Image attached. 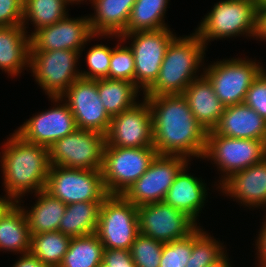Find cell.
Masks as SVG:
<instances>
[{
	"label": "cell",
	"instance_id": "1",
	"mask_svg": "<svg viewBox=\"0 0 266 267\" xmlns=\"http://www.w3.org/2000/svg\"><path fill=\"white\" fill-rule=\"evenodd\" d=\"M144 97L151 109L153 147L157 153L201 161L207 130L194 117L183 95Z\"/></svg>",
	"mask_w": 266,
	"mask_h": 267
},
{
	"label": "cell",
	"instance_id": "2",
	"mask_svg": "<svg viewBox=\"0 0 266 267\" xmlns=\"http://www.w3.org/2000/svg\"><path fill=\"white\" fill-rule=\"evenodd\" d=\"M0 150L1 186L6 195L17 202L45 189L51 167L49 148L25 141L13 131Z\"/></svg>",
	"mask_w": 266,
	"mask_h": 267
},
{
	"label": "cell",
	"instance_id": "3",
	"mask_svg": "<svg viewBox=\"0 0 266 267\" xmlns=\"http://www.w3.org/2000/svg\"><path fill=\"white\" fill-rule=\"evenodd\" d=\"M207 47L193 31L178 37L168 45L159 75L143 96L180 95L187 86L204 73Z\"/></svg>",
	"mask_w": 266,
	"mask_h": 267
},
{
	"label": "cell",
	"instance_id": "4",
	"mask_svg": "<svg viewBox=\"0 0 266 267\" xmlns=\"http://www.w3.org/2000/svg\"><path fill=\"white\" fill-rule=\"evenodd\" d=\"M194 31L207 49L215 40L223 42L236 37L255 40L258 32V7L253 0L214 2Z\"/></svg>",
	"mask_w": 266,
	"mask_h": 267
},
{
	"label": "cell",
	"instance_id": "5",
	"mask_svg": "<svg viewBox=\"0 0 266 267\" xmlns=\"http://www.w3.org/2000/svg\"><path fill=\"white\" fill-rule=\"evenodd\" d=\"M265 157V141L230 138L210 130L207 131L206 147L201 161H209L214 168L216 167L215 171L219 177H215L216 181L212 182L211 187L212 192H218V186L231 174L259 163Z\"/></svg>",
	"mask_w": 266,
	"mask_h": 267
},
{
	"label": "cell",
	"instance_id": "6",
	"mask_svg": "<svg viewBox=\"0 0 266 267\" xmlns=\"http://www.w3.org/2000/svg\"><path fill=\"white\" fill-rule=\"evenodd\" d=\"M210 62H205L203 74L226 107L243 103L251 84L266 68L260 59L249 58L244 54L242 57H223Z\"/></svg>",
	"mask_w": 266,
	"mask_h": 267
},
{
	"label": "cell",
	"instance_id": "7",
	"mask_svg": "<svg viewBox=\"0 0 266 267\" xmlns=\"http://www.w3.org/2000/svg\"><path fill=\"white\" fill-rule=\"evenodd\" d=\"M80 60L74 50L30 51V76L47 98L60 97L80 78Z\"/></svg>",
	"mask_w": 266,
	"mask_h": 267
},
{
	"label": "cell",
	"instance_id": "8",
	"mask_svg": "<svg viewBox=\"0 0 266 267\" xmlns=\"http://www.w3.org/2000/svg\"><path fill=\"white\" fill-rule=\"evenodd\" d=\"M172 28L120 34L134 55V83L145 92L157 79L166 49L177 35Z\"/></svg>",
	"mask_w": 266,
	"mask_h": 267
},
{
	"label": "cell",
	"instance_id": "9",
	"mask_svg": "<svg viewBox=\"0 0 266 267\" xmlns=\"http://www.w3.org/2000/svg\"><path fill=\"white\" fill-rule=\"evenodd\" d=\"M95 233L104 249L130 250L140 234L138 207L122 195H109L101 204Z\"/></svg>",
	"mask_w": 266,
	"mask_h": 267
},
{
	"label": "cell",
	"instance_id": "10",
	"mask_svg": "<svg viewBox=\"0 0 266 267\" xmlns=\"http://www.w3.org/2000/svg\"><path fill=\"white\" fill-rule=\"evenodd\" d=\"M154 147H105L102 176L109 195H122L149 168L157 155Z\"/></svg>",
	"mask_w": 266,
	"mask_h": 267
},
{
	"label": "cell",
	"instance_id": "11",
	"mask_svg": "<svg viewBox=\"0 0 266 267\" xmlns=\"http://www.w3.org/2000/svg\"><path fill=\"white\" fill-rule=\"evenodd\" d=\"M45 190L64 204L78 202H103L108 192L102 171L71 169L52 165Z\"/></svg>",
	"mask_w": 266,
	"mask_h": 267
},
{
	"label": "cell",
	"instance_id": "12",
	"mask_svg": "<svg viewBox=\"0 0 266 267\" xmlns=\"http://www.w3.org/2000/svg\"><path fill=\"white\" fill-rule=\"evenodd\" d=\"M105 145L102 133L76 128L49 148L50 164L101 171Z\"/></svg>",
	"mask_w": 266,
	"mask_h": 267
},
{
	"label": "cell",
	"instance_id": "13",
	"mask_svg": "<svg viewBox=\"0 0 266 267\" xmlns=\"http://www.w3.org/2000/svg\"><path fill=\"white\" fill-rule=\"evenodd\" d=\"M190 162L179 155L157 154L147 171L122 196L137 207L163 201L176 176Z\"/></svg>",
	"mask_w": 266,
	"mask_h": 267
},
{
	"label": "cell",
	"instance_id": "14",
	"mask_svg": "<svg viewBox=\"0 0 266 267\" xmlns=\"http://www.w3.org/2000/svg\"><path fill=\"white\" fill-rule=\"evenodd\" d=\"M51 106L26 119L14 130L25 141L50 148L76 128L72 111L61 97H49Z\"/></svg>",
	"mask_w": 266,
	"mask_h": 267
},
{
	"label": "cell",
	"instance_id": "15",
	"mask_svg": "<svg viewBox=\"0 0 266 267\" xmlns=\"http://www.w3.org/2000/svg\"><path fill=\"white\" fill-rule=\"evenodd\" d=\"M140 234L168 243L186 238L199 225L186 213L164 201L138 206Z\"/></svg>",
	"mask_w": 266,
	"mask_h": 267
},
{
	"label": "cell",
	"instance_id": "16",
	"mask_svg": "<svg viewBox=\"0 0 266 267\" xmlns=\"http://www.w3.org/2000/svg\"><path fill=\"white\" fill-rule=\"evenodd\" d=\"M60 97L72 111L77 128L107 134L111 117L99 97L98 79L80 77Z\"/></svg>",
	"mask_w": 266,
	"mask_h": 267
},
{
	"label": "cell",
	"instance_id": "17",
	"mask_svg": "<svg viewBox=\"0 0 266 267\" xmlns=\"http://www.w3.org/2000/svg\"><path fill=\"white\" fill-rule=\"evenodd\" d=\"M105 147H153L151 109L144 97L133 107L111 117Z\"/></svg>",
	"mask_w": 266,
	"mask_h": 267
},
{
	"label": "cell",
	"instance_id": "18",
	"mask_svg": "<svg viewBox=\"0 0 266 267\" xmlns=\"http://www.w3.org/2000/svg\"><path fill=\"white\" fill-rule=\"evenodd\" d=\"M94 34L88 14H68L53 25L39 28L30 35V51L74 50L80 52Z\"/></svg>",
	"mask_w": 266,
	"mask_h": 267
},
{
	"label": "cell",
	"instance_id": "19",
	"mask_svg": "<svg viewBox=\"0 0 266 267\" xmlns=\"http://www.w3.org/2000/svg\"><path fill=\"white\" fill-rule=\"evenodd\" d=\"M218 194L236 202L246 211L261 209L263 212L266 208V157L231 174L218 186Z\"/></svg>",
	"mask_w": 266,
	"mask_h": 267
},
{
	"label": "cell",
	"instance_id": "20",
	"mask_svg": "<svg viewBox=\"0 0 266 267\" xmlns=\"http://www.w3.org/2000/svg\"><path fill=\"white\" fill-rule=\"evenodd\" d=\"M191 164L193 162L188 163L179 172L163 201L173 208L186 213L201 226V222H199L201 215L199 214L203 213V209L207 206L208 197L210 198V194H212L209 191L212 190L208 187L210 184L205 182V180L207 181L206 178L203 179L199 175L197 177V175L189 171V169L191 170Z\"/></svg>",
	"mask_w": 266,
	"mask_h": 267
},
{
	"label": "cell",
	"instance_id": "21",
	"mask_svg": "<svg viewBox=\"0 0 266 267\" xmlns=\"http://www.w3.org/2000/svg\"><path fill=\"white\" fill-rule=\"evenodd\" d=\"M213 131L230 138L266 142V120L244 102L227 106Z\"/></svg>",
	"mask_w": 266,
	"mask_h": 267
},
{
	"label": "cell",
	"instance_id": "22",
	"mask_svg": "<svg viewBox=\"0 0 266 267\" xmlns=\"http://www.w3.org/2000/svg\"><path fill=\"white\" fill-rule=\"evenodd\" d=\"M30 36L22 25L0 26V70L12 80L29 72Z\"/></svg>",
	"mask_w": 266,
	"mask_h": 267
},
{
	"label": "cell",
	"instance_id": "23",
	"mask_svg": "<svg viewBox=\"0 0 266 267\" xmlns=\"http://www.w3.org/2000/svg\"><path fill=\"white\" fill-rule=\"evenodd\" d=\"M194 117L207 130L218 124L226 106L218 99L213 85L203 74L194 79L182 93Z\"/></svg>",
	"mask_w": 266,
	"mask_h": 267
},
{
	"label": "cell",
	"instance_id": "24",
	"mask_svg": "<svg viewBox=\"0 0 266 267\" xmlns=\"http://www.w3.org/2000/svg\"><path fill=\"white\" fill-rule=\"evenodd\" d=\"M32 195L35 201L32 204L29 202L25 206L24 199L17 201L25 213L30 234L34 235L59 230L67 205L58 198L53 197L45 189Z\"/></svg>",
	"mask_w": 266,
	"mask_h": 267
},
{
	"label": "cell",
	"instance_id": "25",
	"mask_svg": "<svg viewBox=\"0 0 266 267\" xmlns=\"http://www.w3.org/2000/svg\"><path fill=\"white\" fill-rule=\"evenodd\" d=\"M136 0H94L88 14L91 31L94 35H120Z\"/></svg>",
	"mask_w": 266,
	"mask_h": 267
},
{
	"label": "cell",
	"instance_id": "26",
	"mask_svg": "<svg viewBox=\"0 0 266 267\" xmlns=\"http://www.w3.org/2000/svg\"><path fill=\"white\" fill-rule=\"evenodd\" d=\"M30 242L31 234L25 213L15 202L0 218V252L16 256L25 254L30 251Z\"/></svg>",
	"mask_w": 266,
	"mask_h": 267
},
{
	"label": "cell",
	"instance_id": "27",
	"mask_svg": "<svg viewBox=\"0 0 266 267\" xmlns=\"http://www.w3.org/2000/svg\"><path fill=\"white\" fill-rule=\"evenodd\" d=\"M98 92L110 117L133 107L144 98V92L135 83L126 80L98 79Z\"/></svg>",
	"mask_w": 266,
	"mask_h": 267
},
{
	"label": "cell",
	"instance_id": "28",
	"mask_svg": "<svg viewBox=\"0 0 266 267\" xmlns=\"http://www.w3.org/2000/svg\"><path fill=\"white\" fill-rule=\"evenodd\" d=\"M69 8L67 0H23L22 26L30 36L39 28L53 25L65 18L69 14Z\"/></svg>",
	"mask_w": 266,
	"mask_h": 267
},
{
	"label": "cell",
	"instance_id": "29",
	"mask_svg": "<svg viewBox=\"0 0 266 267\" xmlns=\"http://www.w3.org/2000/svg\"><path fill=\"white\" fill-rule=\"evenodd\" d=\"M102 202L67 204L59 231L70 237H80L96 232Z\"/></svg>",
	"mask_w": 266,
	"mask_h": 267
},
{
	"label": "cell",
	"instance_id": "30",
	"mask_svg": "<svg viewBox=\"0 0 266 267\" xmlns=\"http://www.w3.org/2000/svg\"><path fill=\"white\" fill-rule=\"evenodd\" d=\"M170 0H136L134 3L126 29L121 34L135 31L158 30L170 28L165 21Z\"/></svg>",
	"mask_w": 266,
	"mask_h": 267
},
{
	"label": "cell",
	"instance_id": "31",
	"mask_svg": "<svg viewBox=\"0 0 266 267\" xmlns=\"http://www.w3.org/2000/svg\"><path fill=\"white\" fill-rule=\"evenodd\" d=\"M103 251V244L96 233L71 237L59 267H98L103 262Z\"/></svg>",
	"mask_w": 266,
	"mask_h": 267
},
{
	"label": "cell",
	"instance_id": "32",
	"mask_svg": "<svg viewBox=\"0 0 266 267\" xmlns=\"http://www.w3.org/2000/svg\"><path fill=\"white\" fill-rule=\"evenodd\" d=\"M71 237L59 230L31 235L30 253L48 267H59Z\"/></svg>",
	"mask_w": 266,
	"mask_h": 267
},
{
	"label": "cell",
	"instance_id": "33",
	"mask_svg": "<svg viewBox=\"0 0 266 267\" xmlns=\"http://www.w3.org/2000/svg\"><path fill=\"white\" fill-rule=\"evenodd\" d=\"M220 240L199 226L192 233V252L186 267H206L219 260L228 250L226 242Z\"/></svg>",
	"mask_w": 266,
	"mask_h": 267
},
{
	"label": "cell",
	"instance_id": "34",
	"mask_svg": "<svg viewBox=\"0 0 266 267\" xmlns=\"http://www.w3.org/2000/svg\"><path fill=\"white\" fill-rule=\"evenodd\" d=\"M108 39V35H93L85 44V46L80 51V58L83 56V52H85V58H82L85 61L84 64L87 66L86 69H82L80 67V77L84 79H103L108 78L109 66L111 60L112 46L109 44H104L100 42V44L96 43L90 46L88 49L86 46L91 44V41H102ZM86 49V50H85Z\"/></svg>",
	"mask_w": 266,
	"mask_h": 267
},
{
	"label": "cell",
	"instance_id": "35",
	"mask_svg": "<svg viewBox=\"0 0 266 267\" xmlns=\"http://www.w3.org/2000/svg\"><path fill=\"white\" fill-rule=\"evenodd\" d=\"M108 38V41H116L112 46L108 78L134 83L135 63L132 50L119 35H108Z\"/></svg>",
	"mask_w": 266,
	"mask_h": 267
},
{
	"label": "cell",
	"instance_id": "36",
	"mask_svg": "<svg viewBox=\"0 0 266 267\" xmlns=\"http://www.w3.org/2000/svg\"><path fill=\"white\" fill-rule=\"evenodd\" d=\"M162 248V242L139 234L130 249L135 267H159Z\"/></svg>",
	"mask_w": 266,
	"mask_h": 267
},
{
	"label": "cell",
	"instance_id": "37",
	"mask_svg": "<svg viewBox=\"0 0 266 267\" xmlns=\"http://www.w3.org/2000/svg\"><path fill=\"white\" fill-rule=\"evenodd\" d=\"M192 252V233L186 238L163 243L159 267H186Z\"/></svg>",
	"mask_w": 266,
	"mask_h": 267
},
{
	"label": "cell",
	"instance_id": "38",
	"mask_svg": "<svg viewBox=\"0 0 266 267\" xmlns=\"http://www.w3.org/2000/svg\"><path fill=\"white\" fill-rule=\"evenodd\" d=\"M244 103L266 120V68L251 84Z\"/></svg>",
	"mask_w": 266,
	"mask_h": 267
},
{
	"label": "cell",
	"instance_id": "39",
	"mask_svg": "<svg viewBox=\"0 0 266 267\" xmlns=\"http://www.w3.org/2000/svg\"><path fill=\"white\" fill-rule=\"evenodd\" d=\"M23 0H0V26L22 25Z\"/></svg>",
	"mask_w": 266,
	"mask_h": 267
},
{
	"label": "cell",
	"instance_id": "40",
	"mask_svg": "<svg viewBox=\"0 0 266 267\" xmlns=\"http://www.w3.org/2000/svg\"><path fill=\"white\" fill-rule=\"evenodd\" d=\"M98 267H135L130 250L104 249L103 262Z\"/></svg>",
	"mask_w": 266,
	"mask_h": 267
},
{
	"label": "cell",
	"instance_id": "41",
	"mask_svg": "<svg viewBox=\"0 0 266 267\" xmlns=\"http://www.w3.org/2000/svg\"><path fill=\"white\" fill-rule=\"evenodd\" d=\"M260 229L257 231L258 233L255 236L254 243L255 250L253 251L256 255L255 261L253 265L254 267H266V221L262 218V222Z\"/></svg>",
	"mask_w": 266,
	"mask_h": 267
},
{
	"label": "cell",
	"instance_id": "42",
	"mask_svg": "<svg viewBox=\"0 0 266 267\" xmlns=\"http://www.w3.org/2000/svg\"><path fill=\"white\" fill-rule=\"evenodd\" d=\"M10 267H48L43 264L38 258L32 255L30 252L20 254L15 259L14 264Z\"/></svg>",
	"mask_w": 266,
	"mask_h": 267
},
{
	"label": "cell",
	"instance_id": "43",
	"mask_svg": "<svg viewBox=\"0 0 266 267\" xmlns=\"http://www.w3.org/2000/svg\"><path fill=\"white\" fill-rule=\"evenodd\" d=\"M255 40L266 42V5L258 8V32Z\"/></svg>",
	"mask_w": 266,
	"mask_h": 267
},
{
	"label": "cell",
	"instance_id": "44",
	"mask_svg": "<svg viewBox=\"0 0 266 267\" xmlns=\"http://www.w3.org/2000/svg\"><path fill=\"white\" fill-rule=\"evenodd\" d=\"M15 201L8 195H0V218L8 211Z\"/></svg>",
	"mask_w": 266,
	"mask_h": 267
},
{
	"label": "cell",
	"instance_id": "45",
	"mask_svg": "<svg viewBox=\"0 0 266 267\" xmlns=\"http://www.w3.org/2000/svg\"><path fill=\"white\" fill-rule=\"evenodd\" d=\"M229 256V252H226L219 260L206 267H233V260H231Z\"/></svg>",
	"mask_w": 266,
	"mask_h": 267
},
{
	"label": "cell",
	"instance_id": "46",
	"mask_svg": "<svg viewBox=\"0 0 266 267\" xmlns=\"http://www.w3.org/2000/svg\"><path fill=\"white\" fill-rule=\"evenodd\" d=\"M93 1L94 0H67V2L69 3V5L70 6H73V7H74V5H77V6L79 5L78 7H81L80 5L83 4V3L84 4H87V6H88V4H91Z\"/></svg>",
	"mask_w": 266,
	"mask_h": 267
},
{
	"label": "cell",
	"instance_id": "47",
	"mask_svg": "<svg viewBox=\"0 0 266 267\" xmlns=\"http://www.w3.org/2000/svg\"><path fill=\"white\" fill-rule=\"evenodd\" d=\"M258 8L266 5V0H253Z\"/></svg>",
	"mask_w": 266,
	"mask_h": 267
},
{
	"label": "cell",
	"instance_id": "48",
	"mask_svg": "<svg viewBox=\"0 0 266 267\" xmlns=\"http://www.w3.org/2000/svg\"><path fill=\"white\" fill-rule=\"evenodd\" d=\"M263 211H265V213L263 212L264 215H262V217L266 221V208Z\"/></svg>",
	"mask_w": 266,
	"mask_h": 267
}]
</instances>
